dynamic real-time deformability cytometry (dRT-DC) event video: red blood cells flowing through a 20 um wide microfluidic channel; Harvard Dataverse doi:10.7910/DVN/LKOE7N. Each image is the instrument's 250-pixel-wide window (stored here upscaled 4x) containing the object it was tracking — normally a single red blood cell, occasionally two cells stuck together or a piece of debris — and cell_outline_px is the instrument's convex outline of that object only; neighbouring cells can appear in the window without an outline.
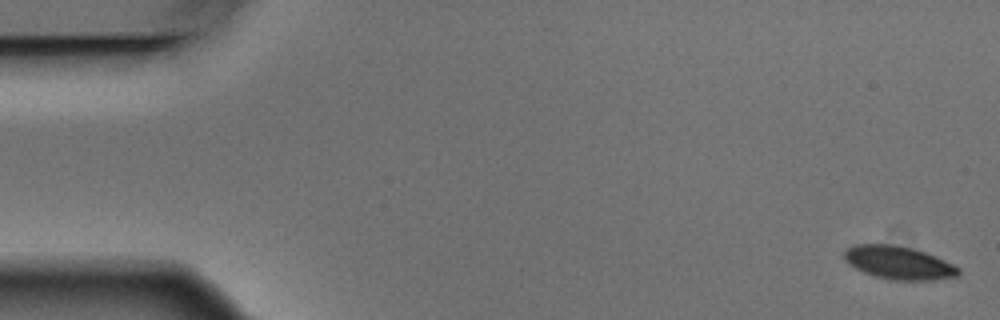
{"species": "Egyptian fruit bat (a non-hibernating species)", "species_latin": "Rousettus aegyptiacus", "temperature_condition": "warm", "stored_images_in_passage": 5, "camera_frame_rate_fps": 3000, "um_per_image_px": 0.085, "animal": {"sex": "male"}, "frame": {"image": 1, "passage_image": 1, "time_ms": 0.0, "image_size_px": [1000, 320], "cell_outline_px": [[960, 272], [956, 276], [932, 280], [888, 280], [872, 276], [848, 264], [844, 260], [844, 252], [848, 248], [856, 244], [888, 244], [912, 248], [936, 256], [960, 268]], "centroid_in_image_um": [76.36, 22.34], "position_along_channel_um": 8.6, "area_um2": 22.02}}